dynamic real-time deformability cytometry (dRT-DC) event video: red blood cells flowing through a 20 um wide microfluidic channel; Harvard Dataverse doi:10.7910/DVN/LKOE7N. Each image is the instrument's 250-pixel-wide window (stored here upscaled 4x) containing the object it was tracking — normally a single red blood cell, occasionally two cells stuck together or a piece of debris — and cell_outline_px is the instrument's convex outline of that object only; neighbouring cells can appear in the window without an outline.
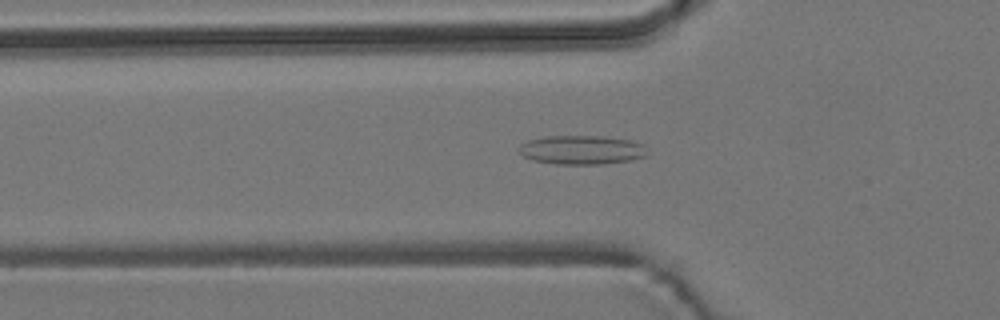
{"species": "common noctule bat (a hibernating species)", "species_latin": "Nyctalus noctula", "temperature_condition": "room temperature", "stored_images_in_passage": 38, "camera_frame_rate_fps": 3000, "um_per_image_px": 0.085, "animal": {"sex": "male", "body_mass_g": 19.2, "forearm_length_mm": 51.8}, "frame": {"image": 1, "passage_image": 8, "time_ms": 2.333, "image_size_px": [1000, 320], "cell_outline_px": [[644, 156], [628, 160], [604, 164], [556, 164], [532, 160], [524, 156], [520, 152], [520, 144], [528, 140], [548, 136], [604, 136], [632, 140], [644, 144]], "centroid_in_image_um": [49.42, 12.73], "position_along_channel_um": 76.4, "area_um2": 21.5}}
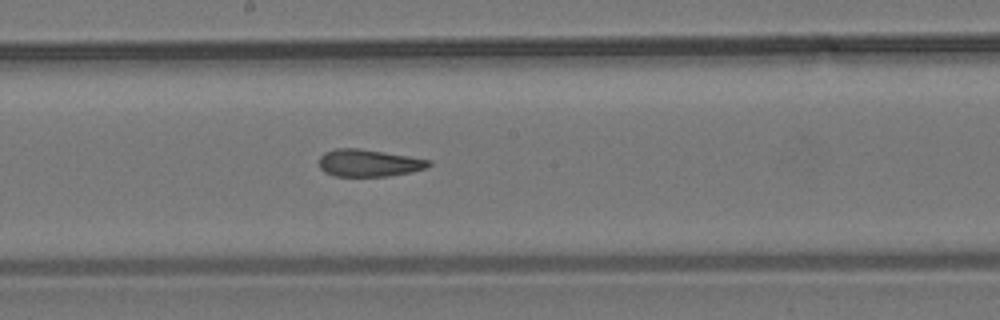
{"frame": {"image": 2, "passage_image": 19, "time_ms": 6.0, "image_size_px": [1000, 320], "cell_outline_px": [[432, 164], [424, 168], [412, 172], [388, 176], [332, 176], [324, 172], [320, 168], [320, 156], [324, 152], [336, 148], [360, 148], [432, 160]], "centroid_in_image_um": [31.33, 13.85], "position_along_channel_um": 216.9, "area_um2": 17.46}}
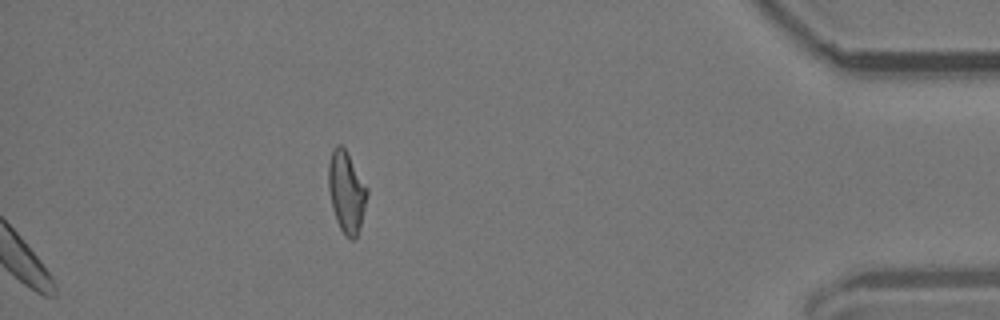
{"frame": {"image": 3, "passage_image": 38, "time_ms": 12.333, "image_size_px": [1000, 320], "cell_outline_px": [[368, 192], [360, 224], [356, 236], [352, 240], [348, 240], [344, 236], [336, 220], [332, 208], [328, 188], [328, 164], [332, 148], [336, 144], [340, 144], [344, 148], [368, 188]], "centroid_in_image_um": [29.42, 16.3], "position_along_channel_um": 405.8, "area_um2": 18.21}, "authors_computed_cell_mechanics": {"area_um2": 18.6694, "velocity_mm_per_s": 3.8044, "shape_relaxation_time_tau1_ms": null, "shape_relaxation_time_tau2_ms": 2.8191, "deformation_change_tau1": null, "deformation_change_tau2": 0.1242}}